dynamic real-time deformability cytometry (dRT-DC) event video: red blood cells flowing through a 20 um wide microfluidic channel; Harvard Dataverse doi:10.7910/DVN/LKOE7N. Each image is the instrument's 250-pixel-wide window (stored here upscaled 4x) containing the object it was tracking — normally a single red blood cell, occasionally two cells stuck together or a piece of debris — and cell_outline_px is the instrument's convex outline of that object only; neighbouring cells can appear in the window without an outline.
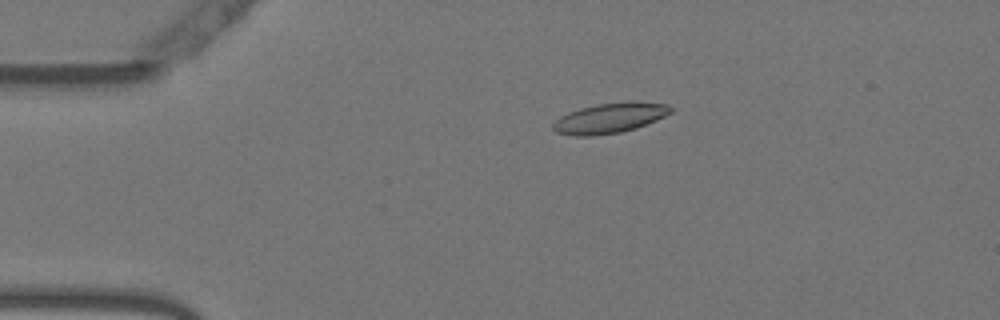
{"species": "Egyptian fruit bat (a non-hibernating species)", "species_latin": "Rousettus aegyptiacus", "temperature_condition": "warm", "stored_images_in_passage": 54, "camera_frame_rate_fps": 3000, "um_per_image_px": 0.085, "animal": {"sex": "female"}, "frame": {"image": 1, "passage_image": 11, "time_ms": 3.333, "image_size_px": [1000, 320], "cell_outline_px": [[672, 112], [656, 120], [636, 128], [620, 132], [592, 136], [576, 136], [556, 132], [552, 128], [552, 124], [560, 116], [568, 112], [580, 108], [596, 104], [628, 100], [668, 104], [672, 108]], "centroid_in_image_um": [51.83, 10.02], "position_along_channel_um": 33.2, "area_um2": 20.87}}
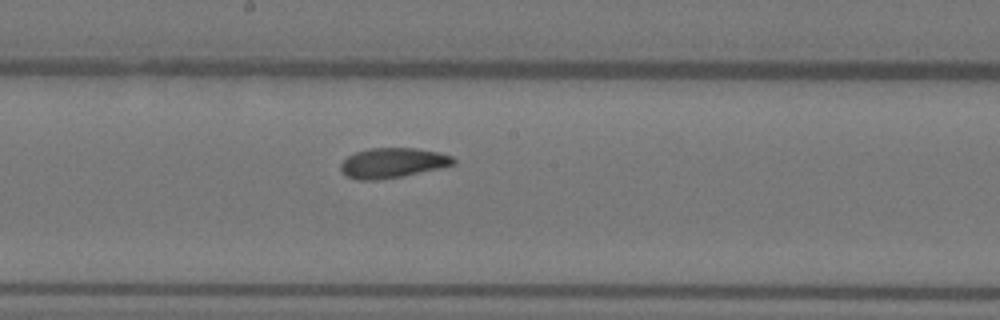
{"frame": {"image": 2, "passage_image": 29, "time_ms": 9.333, "image_size_px": [1000, 320], "cell_outline_px": [[456, 164], [440, 168], [380, 180], [356, 180], [348, 176], [340, 168], [340, 164], [348, 156], [356, 152], [368, 148], [416, 148], [436, 152], [452, 156], [456, 160]], "centroid_in_image_um": [33.37, 13.84], "position_along_channel_um": 214.8, "area_um2": 19.54}}
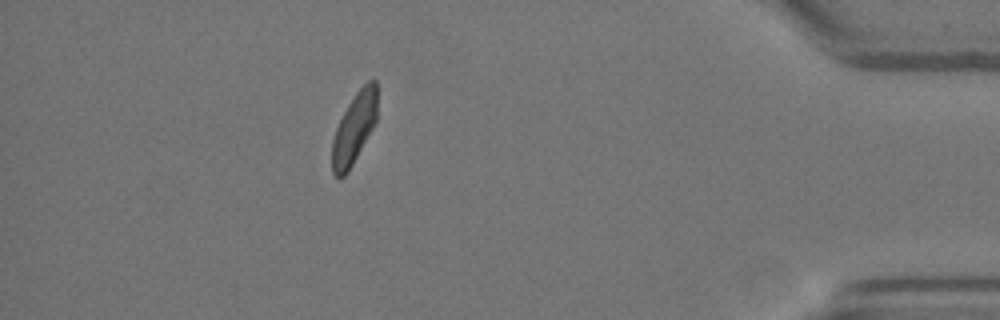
{"frame": {"image": 3, "passage_image": 48, "time_ms": 15.667, "image_size_px": [1000, 320], "cell_outline_px": [[376, 120], [372, 128], [348, 172], [340, 180], [332, 172], [332, 140], [336, 128], [348, 104], [356, 92], [368, 80], [376, 80]], "centroid_in_image_um": [30.08, 10.93], "position_along_channel_um": 405.1, "area_um2": 18.26}, "authors_computed_cell_mechanics": {"area_um2": 19.652, "velocity_mm_per_s": 3.7745, "shape_relaxation_time_tau1_ms": 7.9753, "shape_relaxation_time_tau2_ms": 1.0799, "deformation_change_tau1": 0.178, "deformation_change_tau2": 0.0676}}